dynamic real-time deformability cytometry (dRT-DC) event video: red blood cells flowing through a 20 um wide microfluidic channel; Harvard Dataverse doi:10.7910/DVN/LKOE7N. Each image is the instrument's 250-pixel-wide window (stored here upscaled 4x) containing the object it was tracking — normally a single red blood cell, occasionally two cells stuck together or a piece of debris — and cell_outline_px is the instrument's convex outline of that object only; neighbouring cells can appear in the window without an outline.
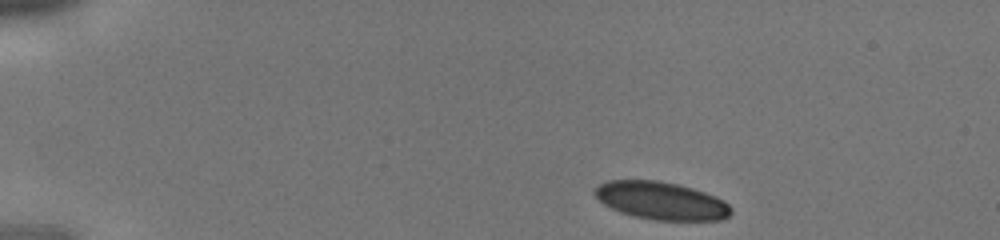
{"species": "human", "species_latin": "Homo sapiens", "temperature_condition": "cold", "stored_images_in_passage": 36, "camera_frame_rate_fps": 3000, "um_per_image_px": 0.085, "donor": {"sex": "male"}, "frame": {"image": 1, "passage_image": 1, "time_ms": 0.0, "image_size_px": [1000, 240], "cell_outline_px": [[732, 212], [728, 216], [720, 220], [656, 220], [636, 216], [620, 212], [604, 204], [592, 192], [600, 184], [608, 180], [656, 180], [676, 184], [692, 188], [704, 192], [724, 200], [732, 208]], "centroid_in_image_um": [56.21, 17.06], "position_along_channel_um": 28.8, "area_um2": 29.77}}
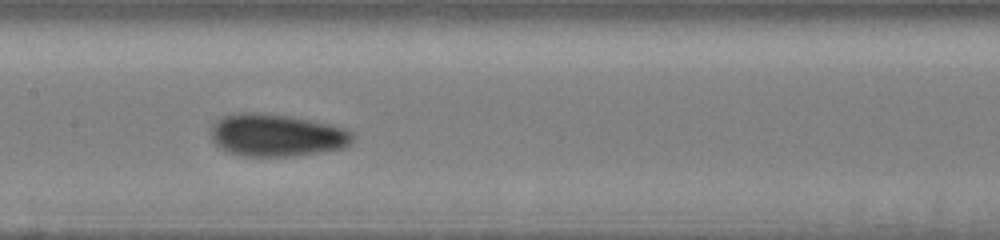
{"frame": {"image": 2, "passage_image": 16, "time_ms": 5.0, "image_size_px": [1000, 240], "cell_outline_px": [[356, 136], [344, 148], [324, 152], [292, 156], [240, 156], [228, 152], [220, 148], [212, 140], [212, 124], [216, 120], [224, 116], [240, 112], [260, 112], [292, 116], [312, 120], [344, 128], [352, 132]], "centroid_in_image_um": [23.52, 11.49], "position_along_channel_um": 183.9, "area_um2": 35.37}}
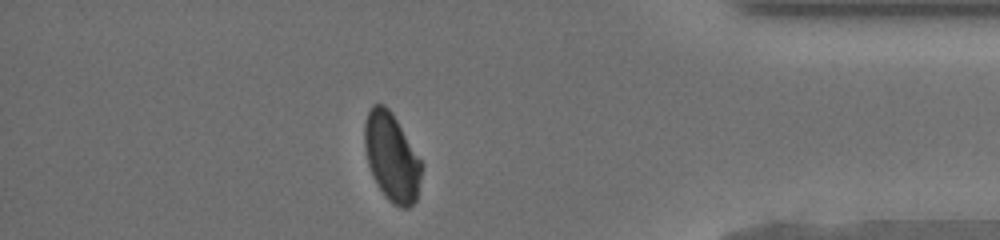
{"frame": {"image": 3, "passage_image": 31, "time_ms": 10.0, "image_size_px": [1000, 240], "cell_outline_px": [[424, 168], [416, 200], [408, 208], [400, 208], [392, 204], [384, 196], [372, 176], [368, 164], [364, 148], [364, 124], [368, 112], [372, 104], [384, 104], [392, 112], [424, 164]], "centroid_in_image_um": [33.31, 13.38], "position_along_channel_um": 401.9, "area_um2": 29.77}}